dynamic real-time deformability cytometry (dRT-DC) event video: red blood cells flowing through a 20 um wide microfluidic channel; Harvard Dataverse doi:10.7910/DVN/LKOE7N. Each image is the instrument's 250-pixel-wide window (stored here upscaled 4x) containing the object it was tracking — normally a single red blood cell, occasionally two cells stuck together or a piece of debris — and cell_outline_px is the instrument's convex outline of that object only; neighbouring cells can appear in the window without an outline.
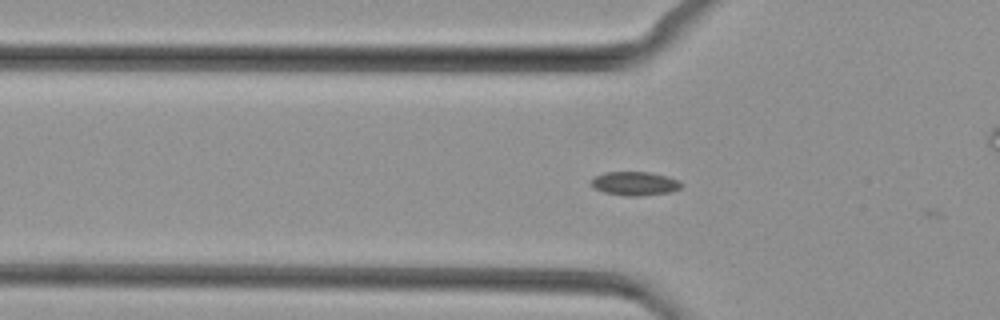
{"species": "common noctule bat (a hibernating species)", "species_latin": "Nyctalus noctula", "temperature_condition": "cold", "stored_images_in_passage": 6, "camera_frame_rate_fps": 3000, "um_per_image_px": 0.085, "animal": {"sex": "female", "body_mass_g": 29.2, "forearm_length_mm": 56.3}, "frame": {"image": 1, "passage_image": 5, "time_ms": 1.333, "image_size_px": [1000, 320], "cell_outline_px": [[684, 184], [680, 188], [672, 192], [640, 196], [624, 196], [604, 192], [596, 188], [588, 180], [592, 176], [604, 172], [648, 172], [668, 176], [680, 180]], "centroid_in_image_um": [53.97, 15.59], "position_along_channel_um": 71.8, "area_um2": 12.77}}